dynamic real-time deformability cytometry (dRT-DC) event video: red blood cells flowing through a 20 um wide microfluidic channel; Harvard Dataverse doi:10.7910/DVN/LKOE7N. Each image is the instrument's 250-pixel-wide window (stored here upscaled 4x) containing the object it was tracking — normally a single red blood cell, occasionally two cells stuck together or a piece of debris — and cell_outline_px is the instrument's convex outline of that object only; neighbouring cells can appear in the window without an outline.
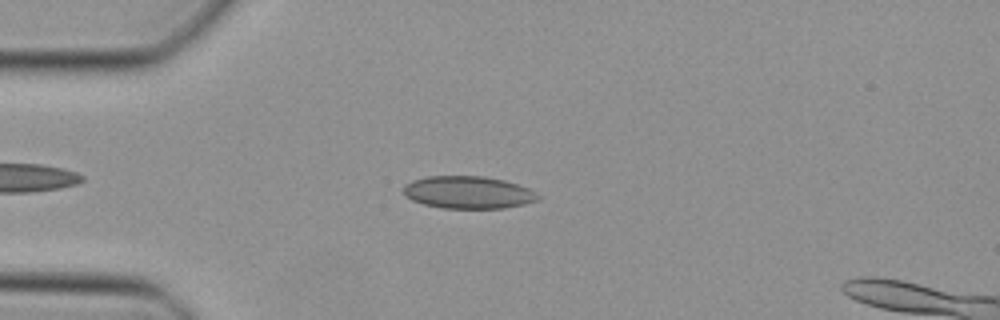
{"species": "Egyptian fruit bat (a non-hibernating species)", "species_latin": "Rousettus aegyptiacus", "temperature_condition": "cold", "stored_images_in_passage": 39, "camera_frame_rate_fps": 3000, "um_per_image_px": 0.085, "animal": {"sex": "female"}, "frame": {"image": 1, "passage_image": 7, "time_ms": 2.0, "image_size_px": [1000, 320], "cell_outline_px": [[540, 200], [524, 204], [504, 208], [444, 208], [424, 204], [412, 200], [404, 196], [404, 184], [412, 180], [428, 176], [484, 176], [504, 180], [528, 188], [536, 192], [540, 196]], "centroid_in_image_um": [39.8, 16.35], "position_along_channel_um": 45.2, "area_um2": 25.49}}
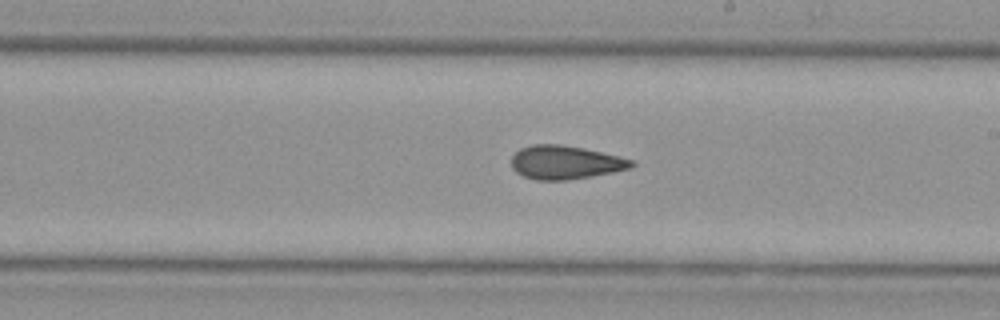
{"frame": {"image": 2, "passage_image": 22, "time_ms": 7.0, "image_size_px": [1000, 320], "cell_outline_px": [[636, 164], [632, 168], [592, 176], [568, 180], [536, 180], [524, 176], [516, 172], [512, 168], [512, 156], [520, 148], [532, 144], [560, 144], [584, 148], [620, 156], [632, 160]], "centroid_in_image_um": [48.06, 13.8], "position_along_channel_um": 240.9, "area_um2": 23.58}}
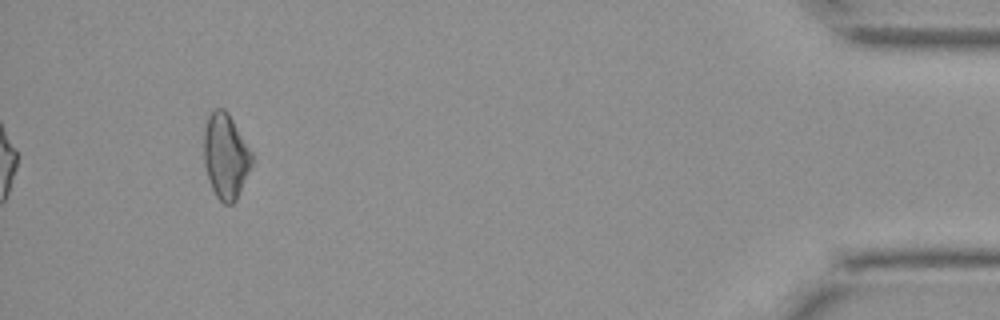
{"frame": {"image": 3, "passage_image": 39, "time_ms": 12.667, "image_size_px": [1000, 320], "cell_outline_px": [[252, 164], [236, 200], [232, 204], [224, 204], [216, 196], [208, 180], [204, 164], [204, 128], [208, 116], [212, 108], [224, 108], [228, 112], [252, 152]], "centroid_in_image_um": [19.16, 13.25], "position_along_channel_um": 416.0, "area_um2": 23.87}}